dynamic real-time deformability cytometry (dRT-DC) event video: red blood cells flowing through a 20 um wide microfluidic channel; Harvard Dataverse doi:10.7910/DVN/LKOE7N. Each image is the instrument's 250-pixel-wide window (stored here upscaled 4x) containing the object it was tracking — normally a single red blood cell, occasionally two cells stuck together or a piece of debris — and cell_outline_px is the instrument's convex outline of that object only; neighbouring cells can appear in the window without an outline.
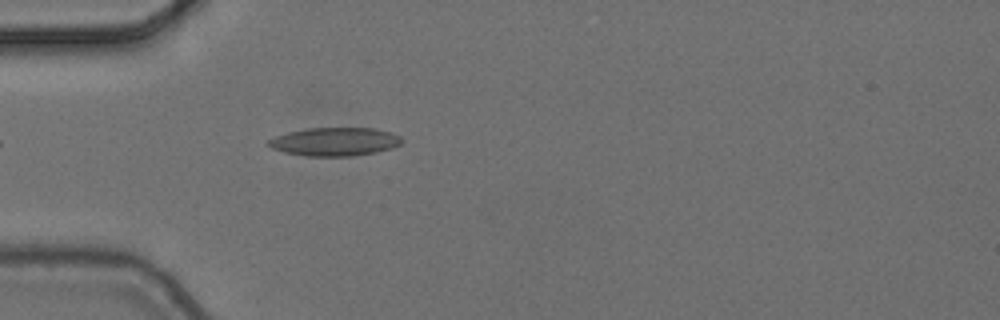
{"species": "common noctule bat (a hibernating species)", "species_latin": "Nyctalus noctula", "temperature_condition": "cold", "stored_images_in_passage": 4, "camera_frame_rate_fps": 3000, "um_per_image_px": 0.085, "animal": {"sex": "female", "body_mass_g": 24.6, "forearm_length_mm": 56.2}, "frame": {"image": 1, "passage_image": 4, "time_ms": 1.0, "image_size_px": [1000, 320], "cell_outline_px": [[404, 140], [400, 144], [392, 148], [376, 152], [352, 156], [304, 156], [284, 152], [272, 148], [264, 144], [268, 140], [276, 136], [288, 132], [304, 128], [376, 128], [392, 132], [400, 136]], "centroid_in_image_um": [28.45, 12.04], "position_along_channel_um": 56.5, "area_um2": 22.31}}